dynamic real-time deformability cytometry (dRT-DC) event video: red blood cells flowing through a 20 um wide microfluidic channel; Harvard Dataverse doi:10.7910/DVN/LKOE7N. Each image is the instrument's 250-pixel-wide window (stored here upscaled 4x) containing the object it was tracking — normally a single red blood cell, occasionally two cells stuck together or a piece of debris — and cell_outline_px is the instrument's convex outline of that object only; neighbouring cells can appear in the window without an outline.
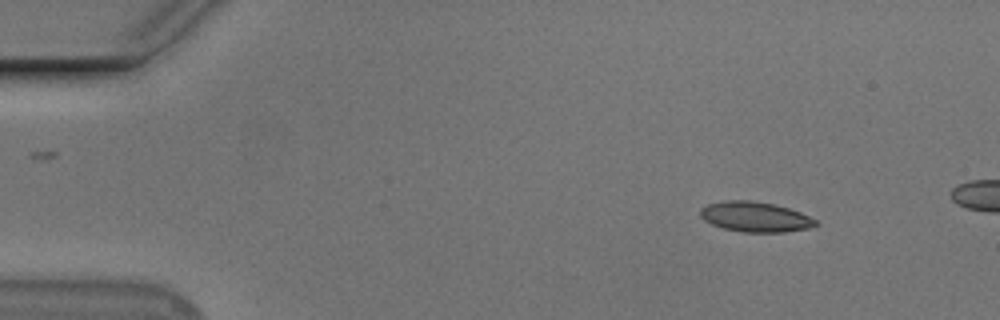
{"species": "Egyptian fruit bat (a non-hibernating species)", "species_latin": "Rousettus aegyptiacus", "temperature_condition": "cold", "stored_images_in_passage": 4, "camera_frame_rate_fps": 3000, "um_per_image_px": 0.085, "animal": {"sex": "male"}, "frame": {"image": 1, "passage_image": 1, "time_ms": 0.0, "image_size_px": [1000, 320], "cell_outline_px": [[820, 224], [808, 228], [784, 232], [744, 232], [724, 228], [712, 224], [704, 220], [700, 216], [700, 208], [708, 204], [728, 200], [748, 200], [772, 204], [788, 208], [800, 212], [816, 220]], "centroid_in_image_um": [64.19, 18.43], "position_along_channel_um": 20.8, "area_um2": 20.06}}